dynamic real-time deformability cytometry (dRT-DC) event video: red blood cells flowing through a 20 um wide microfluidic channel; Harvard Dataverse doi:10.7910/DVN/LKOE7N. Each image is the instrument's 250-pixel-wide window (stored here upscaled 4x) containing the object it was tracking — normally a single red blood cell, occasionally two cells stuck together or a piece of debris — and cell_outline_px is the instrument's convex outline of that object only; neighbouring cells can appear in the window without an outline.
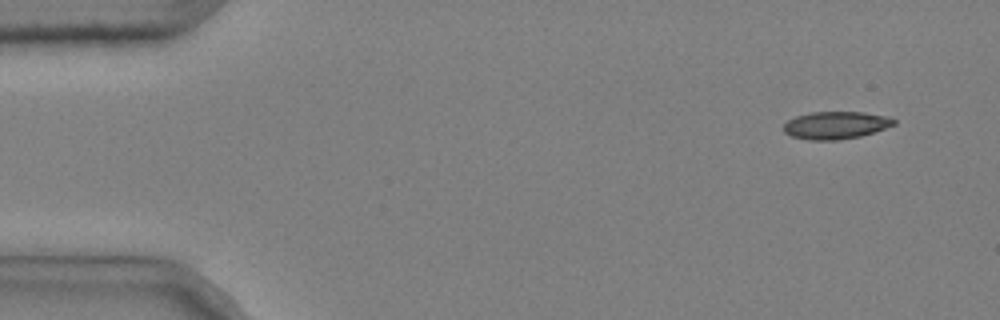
{"species": "common noctule bat (a hibernating species)", "species_latin": "Nyctalus noctula", "temperature_condition": "cold", "stored_images_in_passage": 3, "camera_frame_rate_fps": 3000, "um_per_image_px": 0.085, "animal": {"sex": "male", "body_mass_g": 20.4}, "frame": {"image": 1, "passage_image": 1, "time_ms": 0.0, "image_size_px": [1000, 320], "cell_outline_px": [[896, 124], [860, 136], [836, 140], [808, 140], [792, 136], [784, 132], [784, 124], [788, 120], [796, 116], [812, 112], [864, 112], [888, 116], [896, 120]], "centroid_in_image_um": [71.04, 10.64], "position_along_channel_um": 14.0, "area_um2": 17.57}}